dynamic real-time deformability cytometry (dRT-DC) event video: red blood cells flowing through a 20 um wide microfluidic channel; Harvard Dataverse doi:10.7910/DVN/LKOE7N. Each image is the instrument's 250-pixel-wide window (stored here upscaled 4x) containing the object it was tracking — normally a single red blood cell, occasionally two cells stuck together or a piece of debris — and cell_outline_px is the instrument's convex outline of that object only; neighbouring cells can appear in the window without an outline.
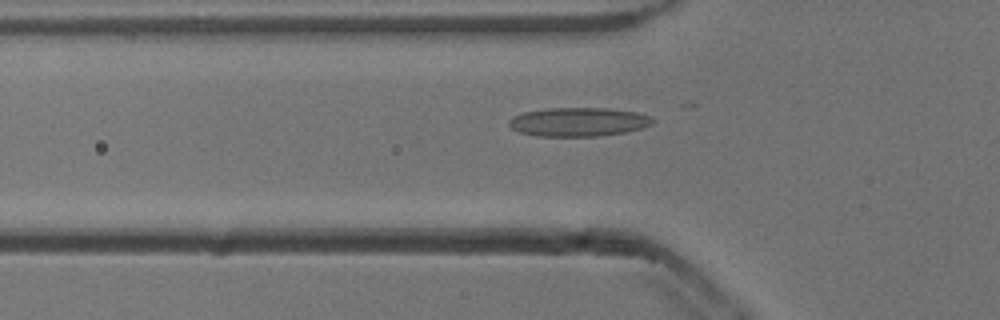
{"species": "common noctule bat (a hibernating species)", "species_latin": "Nyctalus noctula", "temperature_condition": "cold", "stored_images_in_passage": 53, "camera_frame_rate_fps": 3000, "um_per_image_px": 0.085, "animal": {"sex": "male", "body_mass_g": 13.3}, "frame": {"image": 1, "passage_image": 18, "time_ms": 5.667, "image_size_px": [1000, 320], "cell_outline_px": [[656, 120], [652, 124], [644, 128], [628, 132], [596, 136], [536, 136], [520, 132], [512, 128], [508, 124], [508, 120], [512, 116], [524, 112], [544, 108], [608, 108], [636, 112], [652, 116]], "centroid_in_image_um": [49.2, 10.36], "position_along_channel_um": 76.6, "area_um2": 24.45}}
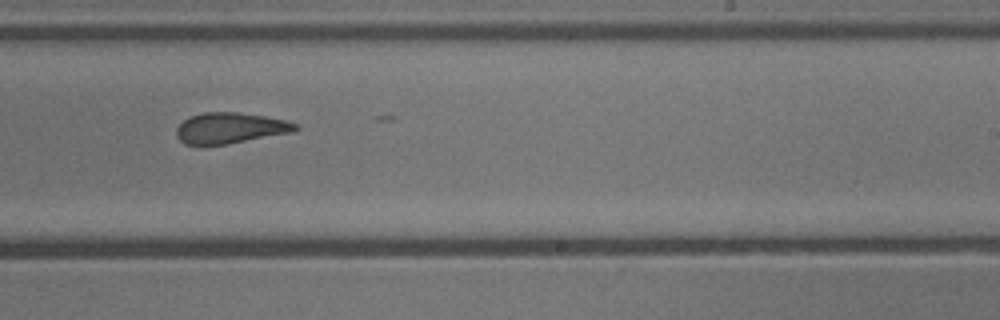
{"frame": {"image": 2, "passage_image": 33, "time_ms": 10.667, "image_size_px": [1000, 320], "cell_outline_px": [[300, 128], [296, 132], [228, 144], [200, 148], [184, 144], [176, 136], [176, 128], [184, 120], [192, 116], [204, 112], [236, 112], [264, 116], [284, 120], [296, 124]], "centroid_in_image_um": [19.53, 10.93], "position_along_channel_um": 269.5, "area_um2": 21.96}}
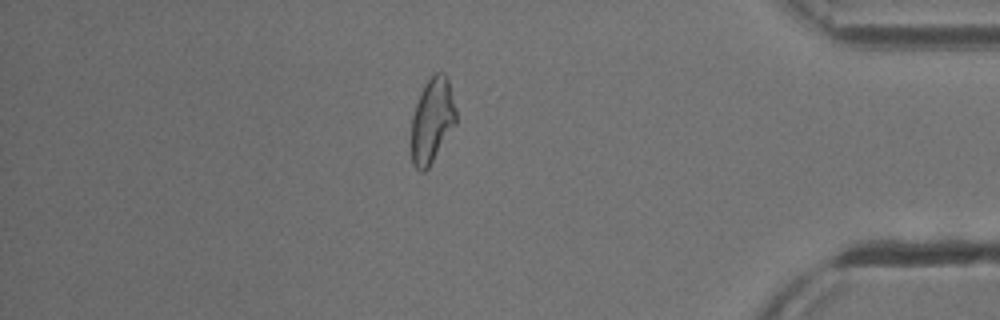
{"frame": {"image": 3, "passage_image": 46, "time_ms": 15.0, "image_size_px": [1000, 320], "cell_outline_px": [[456, 124], [428, 168], [424, 172], [420, 172], [412, 164], [412, 116], [420, 92], [424, 84], [436, 72], [444, 72], [448, 76], [456, 108]], "centroid_in_image_um": [36.75, 10.21], "position_along_channel_um": 398.5, "area_um2": 22.2}, "authors_computed_cell_mechanics": {"area_um2": 22.8888, "velocity_mm_per_s": 3.8526, "shape_relaxation_time_tau1_ms": null, "shape_relaxation_time_tau2_ms": 3.1227, "deformation_change_tau1": null, "deformation_change_tau2": 0.1155}}